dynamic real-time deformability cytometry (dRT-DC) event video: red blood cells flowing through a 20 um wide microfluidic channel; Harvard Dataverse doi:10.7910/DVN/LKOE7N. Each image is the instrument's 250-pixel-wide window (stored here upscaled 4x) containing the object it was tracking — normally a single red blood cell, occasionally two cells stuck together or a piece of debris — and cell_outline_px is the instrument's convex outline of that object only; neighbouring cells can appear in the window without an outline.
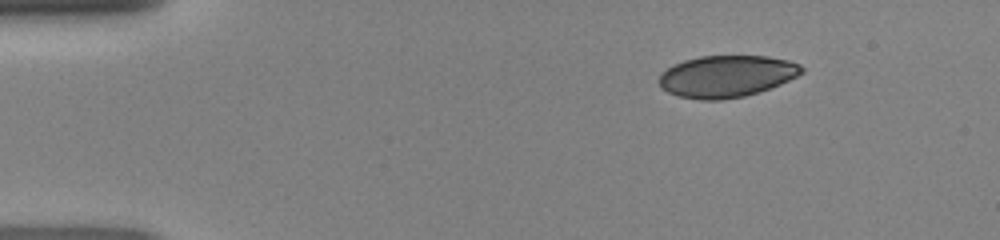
{"species": "human", "species_latin": "Homo sapiens", "temperature_condition": "room temperature", "stored_images_in_passage": 42, "camera_frame_rate_fps": 3000, "um_per_image_px": 0.085, "donor": {"sex": "female"}, "frame": {"image": 1, "passage_image": 1, "time_ms": 0.0, "image_size_px": [1000, 240], "cell_outline_px": [[804, 72], [780, 84], [760, 92], [744, 96], [720, 100], [700, 100], [676, 96], [660, 88], [660, 76], [668, 68], [684, 60], [700, 56], [768, 56], [788, 60], [800, 64], [804, 68]], "centroid_in_image_um": [61.78, 6.49], "position_along_channel_um": 23.2, "area_um2": 34.74}}
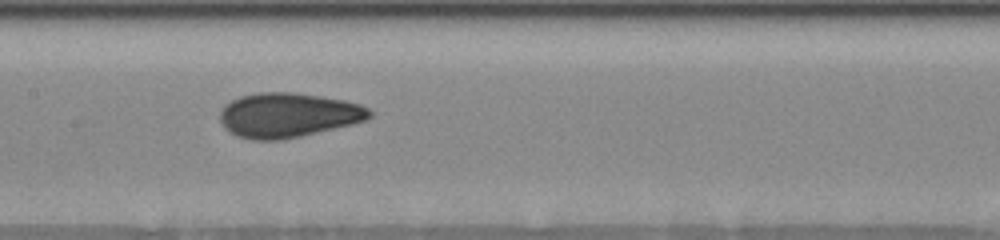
{"frame": {"image": 2, "passage_image": 18, "time_ms": 5.667, "image_size_px": [1000, 240], "cell_outline_px": [[372, 116], [364, 120], [352, 124], [300, 136], [280, 140], [252, 140], [236, 136], [224, 128], [220, 120], [220, 112], [232, 100], [240, 96], [260, 92], [292, 92], [320, 96], [344, 100], [360, 104], [368, 108], [372, 112]], "centroid_in_image_um": [24.48, 9.79], "position_along_channel_um": 182.9, "area_um2": 38.67}}
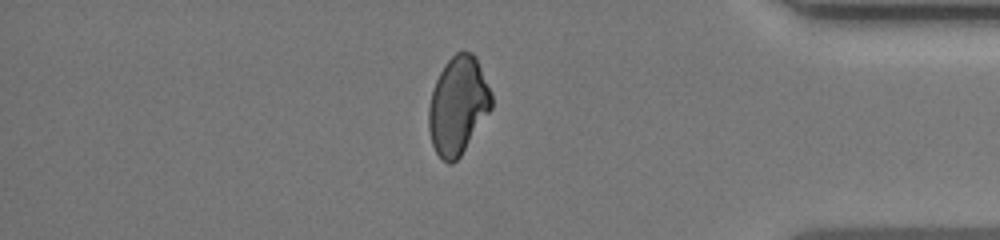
{"frame": {"image": 3, "passage_image": 35, "time_ms": 11.333, "image_size_px": [1000, 240], "cell_outline_px": [[492, 108], [460, 156], [452, 164], [448, 164], [436, 152], [432, 144], [428, 128], [428, 108], [432, 92], [436, 80], [444, 64], [456, 52], [472, 52], [476, 56], [492, 96]], "centroid_in_image_um": [38.92, 8.97], "position_along_channel_um": 396.3, "area_um2": 35.49}}